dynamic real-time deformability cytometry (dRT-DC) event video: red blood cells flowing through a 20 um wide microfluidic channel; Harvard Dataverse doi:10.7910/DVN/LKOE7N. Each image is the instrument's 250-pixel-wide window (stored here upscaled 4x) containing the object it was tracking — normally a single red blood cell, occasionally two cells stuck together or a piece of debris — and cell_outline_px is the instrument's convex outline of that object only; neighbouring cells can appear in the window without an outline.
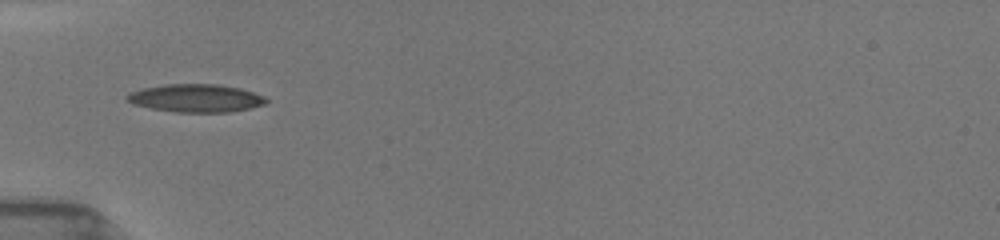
{"species": "common noctule bat (a hibernating species)", "species_latin": "Nyctalus noctula", "temperature_condition": "room temperature", "stored_images_in_passage": 10, "camera_frame_rate_fps": 3000, "um_per_image_px": 0.085, "animal": {"sex": "female", "body_mass_g": 19.5, "forearm_length_mm": 54.1}, "frame": {"image": 1, "passage_image": 1, "time_ms": 0.0, "image_size_px": [1000, 240], "cell_outline_px": [[268, 100], [264, 104], [248, 108], [228, 112], [176, 112], [152, 108], [132, 104], [124, 96], [128, 92], [144, 88], [164, 84], [216, 84], [240, 88], [264, 96]], "centroid_in_image_um": [16.61, 8.34], "position_along_channel_um": 68.4, "area_um2": 22.54}}
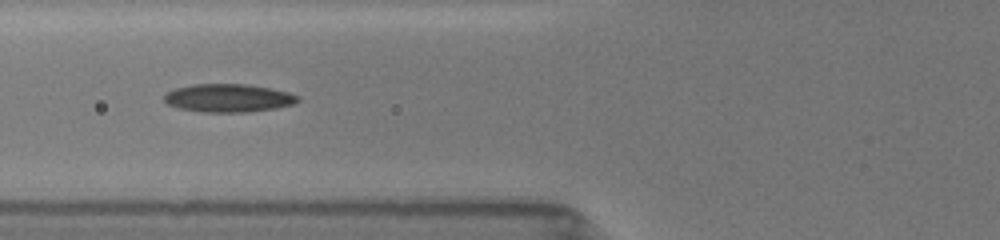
{"frame": {"image": 2, "passage_image": 9, "time_ms": 1.0, "image_size_px": [1000, 240], "cell_outline_px": [[300, 100], [292, 104], [276, 108], [244, 112], [204, 112], [176, 108], [168, 104], [164, 100], [164, 96], [168, 92], [176, 88], [192, 84], [248, 84], [272, 88], [288, 92], [300, 96]], "centroid_in_image_um": [19.42, 8.33], "position_along_channel_um": 106.4, "area_um2": 21.96}}